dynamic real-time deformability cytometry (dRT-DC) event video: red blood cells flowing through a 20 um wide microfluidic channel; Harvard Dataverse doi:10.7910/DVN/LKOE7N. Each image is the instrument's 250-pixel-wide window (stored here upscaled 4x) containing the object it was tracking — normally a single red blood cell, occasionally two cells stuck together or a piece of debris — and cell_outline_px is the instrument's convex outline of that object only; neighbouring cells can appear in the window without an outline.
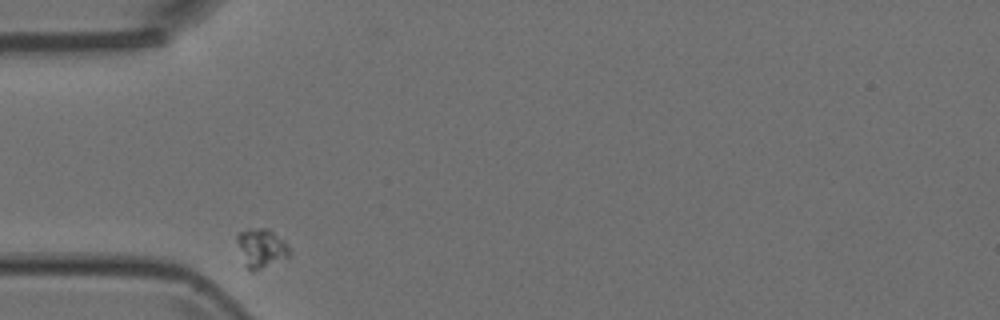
{"species": "Egyptian fruit bat (a non-hibernating species)", "species_latin": "Rousettus aegyptiacus", "temperature_condition": "room temperature", "stored_images_in_passage": 7, "camera_frame_rate_fps": 3000, "um_per_image_px": 0.085, "animal": {"sex": "female"}, "frame": {"image": 1, "passage_image": 1, "time_ms": 0.0, "image_size_px": [1000, 320], "cell_outline_px": [[292, 252], [288, 256], [252, 272], [244, 264], [236, 240], [236, 236], [240, 232], [248, 228], [268, 228], [288, 244]], "centroid_in_image_um": [22.19, 21.06], "position_along_channel_um": 62.8, "area_um2": 11.79}}
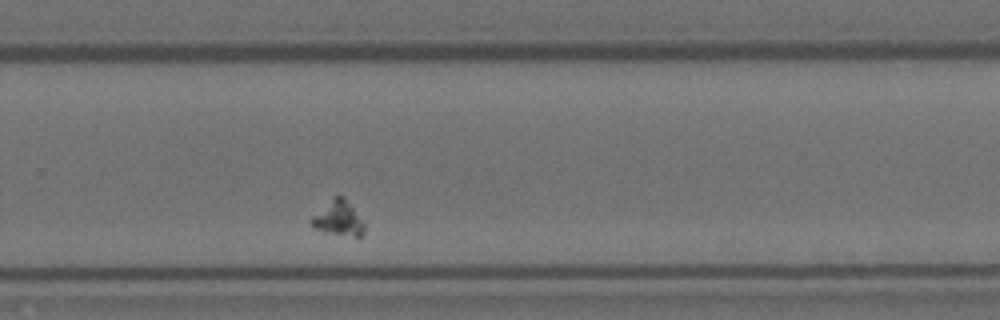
{"frame": {"image": 2, "passage_image": 7, "time_ms": 2.0, "image_size_px": [1000, 320], "cell_outline_px": [[364, 232], [360, 236], [352, 236], [324, 232], [316, 228], [312, 224], [312, 216], [336, 196], [344, 196], [364, 224]], "centroid_in_image_um": [28.78, 18.58], "position_along_channel_um": 301.0, "area_um2": 10.17}}